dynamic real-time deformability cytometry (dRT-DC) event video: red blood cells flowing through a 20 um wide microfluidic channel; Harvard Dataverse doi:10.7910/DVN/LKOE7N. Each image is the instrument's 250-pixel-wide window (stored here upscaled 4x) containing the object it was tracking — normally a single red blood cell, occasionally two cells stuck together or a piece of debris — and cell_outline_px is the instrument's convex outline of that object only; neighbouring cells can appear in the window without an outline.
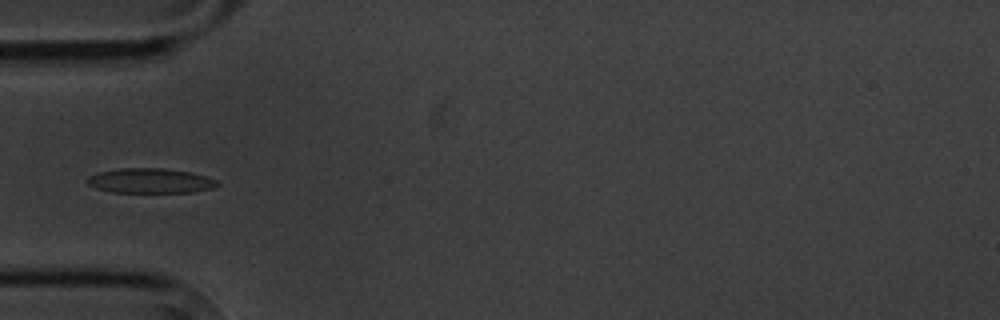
{"species": "common noctule bat (a hibernating species)", "species_latin": "Nyctalus noctula", "temperature_condition": "cold", "stored_images_in_passage": 7, "camera_frame_rate_fps": 3000, "um_per_image_px": 0.085, "animal": {"sex": "male", "body_mass_g": 20.1, "forearm_length_mm": 53.5}, "frame": {"image": 1, "passage_image": 1, "time_ms": 0.0, "image_size_px": [1000, 320], "cell_outline_px": [[220, 184], [212, 188], [196, 192], [112, 192], [96, 188], [88, 184], [88, 176], [100, 172], [120, 168], [164, 168], [188, 172], [204, 176], [216, 180]], "centroid_in_image_um": [12.78, 15.37], "position_along_channel_um": 72.2, "area_um2": 18.61}}
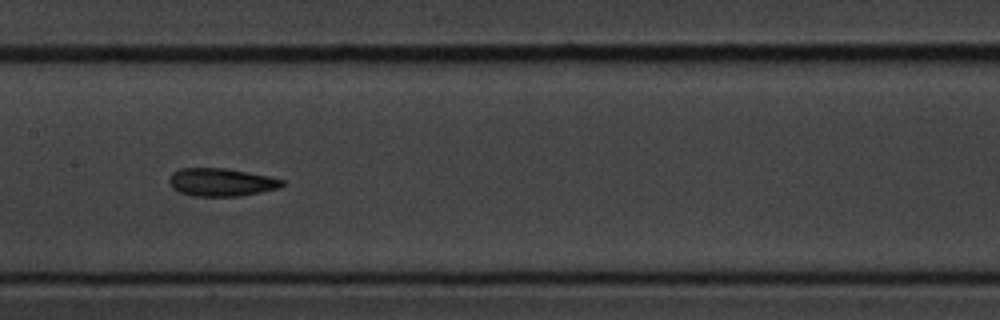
{"frame": {"image": 2, "passage_image": 4, "time_ms": 3.333, "image_size_px": [1000, 320], "cell_outline_px": [[284, 184], [280, 188], [240, 196], [192, 196], [180, 192], [172, 188], [168, 180], [172, 172], [180, 168], [228, 168], [268, 176], [284, 180]], "centroid_in_image_um": [18.79, 15.48], "position_along_channel_um": 188.6, "area_um2": 18.5}}
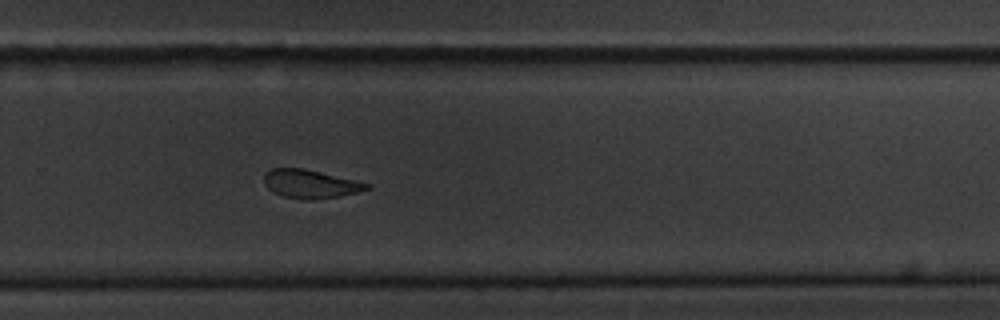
{"frame": {"image": 3, "passage_image": 7, "time_ms": 6.667, "image_size_px": [1000, 320], "cell_outline_px": [[372, 188], [340, 196], [312, 200], [284, 196], [272, 192], [264, 184], [264, 172], [272, 168], [304, 168], [356, 180], [372, 184]], "centroid_in_image_um": [26.38, 15.62], "position_along_channel_um": 303.4, "area_um2": 17.11}}